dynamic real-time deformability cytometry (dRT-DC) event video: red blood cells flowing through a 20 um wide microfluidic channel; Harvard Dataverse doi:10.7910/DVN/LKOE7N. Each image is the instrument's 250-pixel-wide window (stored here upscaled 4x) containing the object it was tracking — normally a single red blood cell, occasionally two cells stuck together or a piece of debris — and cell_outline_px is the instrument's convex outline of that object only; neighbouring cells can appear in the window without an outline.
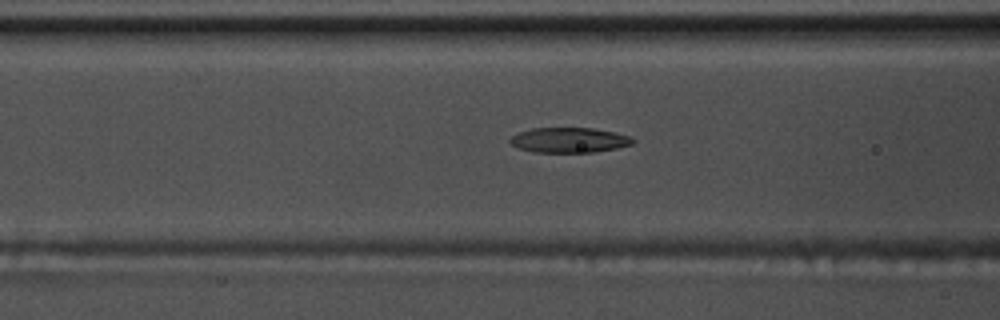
{"species": "common noctule bat (a hibernating species)", "species_latin": "Nyctalus noctula", "temperature_condition": "warm", "stored_images_in_passage": 54, "camera_frame_rate_fps": 3000, "um_per_image_px": 0.085, "animal": {"sex": "male", "body_mass_g": 17.5, "forearm_length_mm": 52.3}, "frame": {"image": 1, "passage_image": 22, "time_ms": 7.0, "image_size_px": [1000, 320], "cell_outline_px": [[636, 140], [632, 144], [616, 148], [596, 152], [532, 152], [516, 148], [508, 140], [512, 136], [520, 132], [532, 128], [592, 128], [632, 136]], "centroid_in_image_um": [48.38, 11.91], "position_along_channel_um": 118.2, "area_um2": 17.98}}
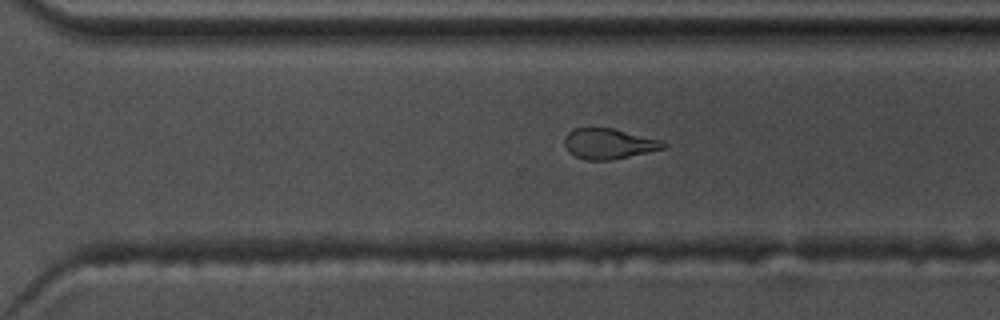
{"frame": {"image": 2, "passage_image": 38, "time_ms": 12.333, "image_size_px": [1000, 320], "cell_outline_px": [[668, 144], [664, 148], [648, 152], [612, 160], [584, 160], [568, 152], [564, 144], [564, 136], [572, 128], [612, 128], [664, 140]], "centroid_in_image_um": [51.74, 12.21], "position_along_channel_um": 318.9, "area_um2": 17.74}}
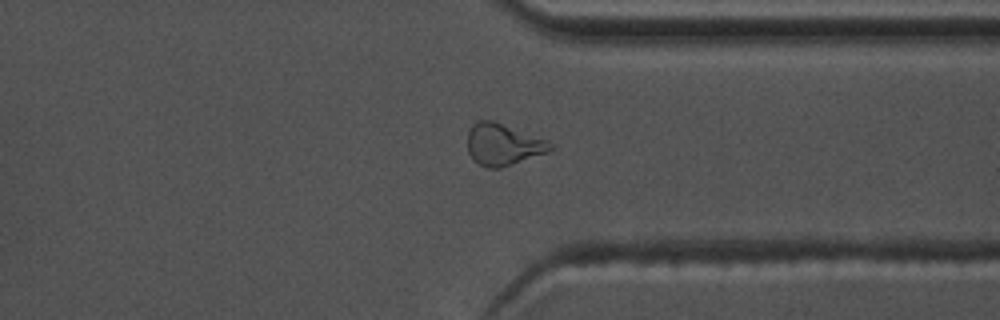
{"frame": {"image": 3, "passage_image": 42, "time_ms": 13.667, "image_size_px": [1000, 320], "cell_outline_px": [[556, 148], [548, 152], [500, 168], [488, 168], [472, 160], [468, 152], [468, 132], [472, 124], [476, 120], [492, 120], [548, 140]], "centroid_in_image_um": [42.76, 12.28], "position_along_channel_um": 368.6, "area_um2": 20.17}}